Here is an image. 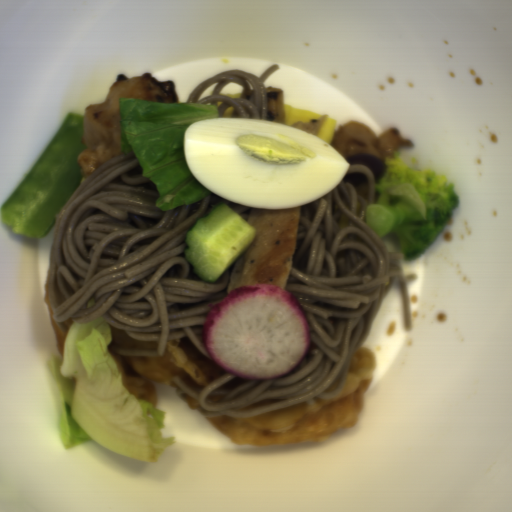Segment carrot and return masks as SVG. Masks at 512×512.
<instances>
[{
  "mask_svg": "<svg viewBox=\"0 0 512 512\" xmlns=\"http://www.w3.org/2000/svg\"><path fill=\"white\" fill-rule=\"evenodd\" d=\"M202 340L219 368L251 380L294 372L312 345L300 301L274 283L227 289L206 315Z\"/></svg>",
  "mask_w": 512,
  "mask_h": 512,
  "instance_id": "1",
  "label": "carrot"
}]
</instances>
